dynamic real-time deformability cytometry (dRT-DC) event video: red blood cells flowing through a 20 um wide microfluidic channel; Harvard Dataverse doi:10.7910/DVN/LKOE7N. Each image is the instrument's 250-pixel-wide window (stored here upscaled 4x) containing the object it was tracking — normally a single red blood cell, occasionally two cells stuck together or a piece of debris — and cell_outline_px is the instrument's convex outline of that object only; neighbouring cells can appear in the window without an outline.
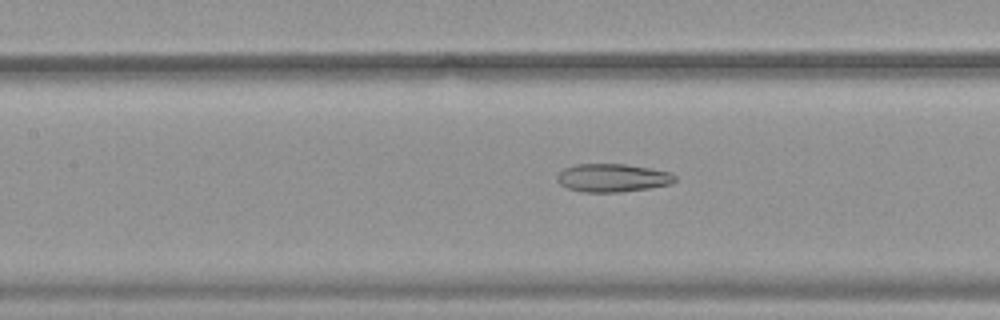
{"species": "common noctule bat (a hibernating species)", "species_latin": "Nyctalus noctula", "temperature_condition": "warm", "stored_images_in_passage": 43, "camera_frame_rate_fps": 3000, "um_per_image_px": 0.085, "animal": {"sex": "female", "body_mass_g": 19.9}, "frame": {"image": 1, "passage_image": 14, "time_ms": 4.333, "image_size_px": [1000, 320], "cell_outline_px": [[676, 180], [672, 184], [648, 188], [620, 192], [584, 192], [568, 188], [560, 184], [556, 180], [556, 176], [564, 168], [576, 164], [624, 164], [672, 172], [676, 176]], "centroid_in_image_um": [52.07, 15.12], "position_along_channel_um": 155.3, "area_um2": 19.36}}
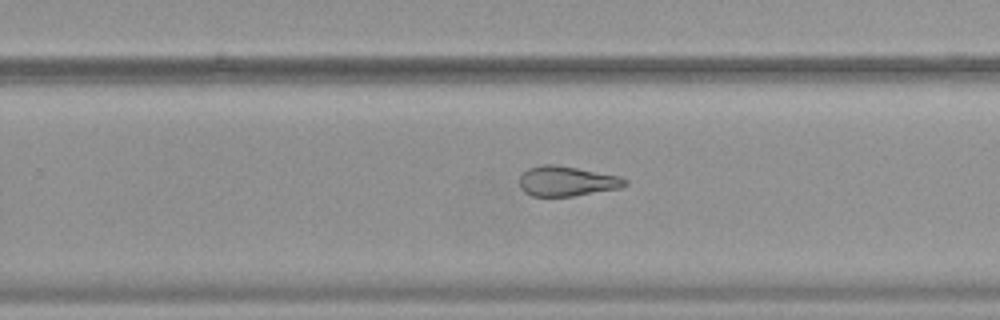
{"frame": {"image": 2, "passage_image": 24, "time_ms": 7.667, "image_size_px": [1000, 320], "cell_outline_px": [[628, 184], [620, 188], [572, 196], [532, 196], [524, 192], [520, 188], [520, 176], [528, 168], [544, 164], [556, 164], [620, 176], [628, 180]], "centroid_in_image_um": [48.18, 15.39], "position_along_channel_um": 281.6, "area_um2": 18.44}}
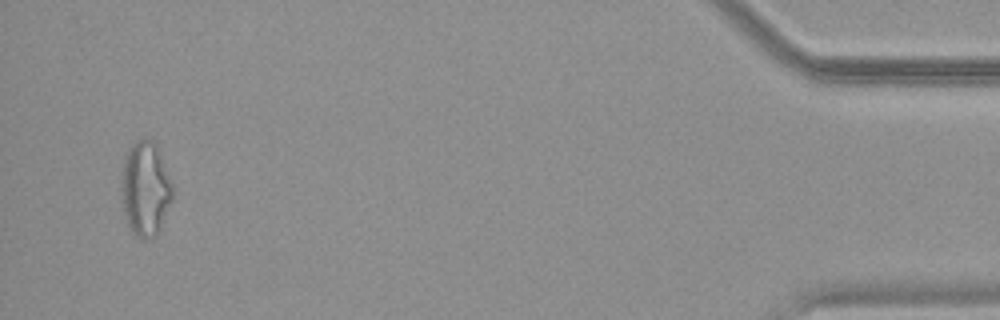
{"frame": {"image": 3, "passage_image": 41, "time_ms": 13.333, "image_size_px": [1000, 320], "cell_outline_px": [[172, 200], [160, 228], [156, 236], [144, 240], [136, 236], [128, 228], [124, 216], [120, 200], [120, 180], [124, 156], [132, 144], [136, 140], [144, 136], [152, 140], [160, 148], [172, 184]], "centroid_in_image_um": [12.32, 16.02], "position_along_channel_um": 422.9, "area_um2": 29.19}, "authors_computed_cell_mechanics": {"area_um2": 21.7906, "velocity_mm_per_s": 3.8132, "shape_relaxation_time_tau1_ms": null, "shape_relaxation_time_tau2_ms": 2.9297, "deformation_change_tau1": null, "deformation_change_tau2": 0.1207}}